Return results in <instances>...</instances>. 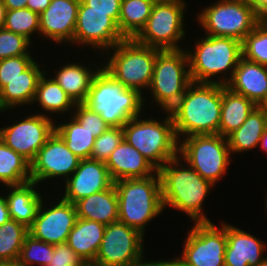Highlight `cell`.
Wrapping results in <instances>:
<instances>
[{
	"label": "cell",
	"instance_id": "obj_38",
	"mask_svg": "<svg viewBox=\"0 0 267 266\" xmlns=\"http://www.w3.org/2000/svg\"><path fill=\"white\" fill-rule=\"evenodd\" d=\"M33 44L20 34L4 28L0 29V60L20 55H32Z\"/></svg>",
	"mask_w": 267,
	"mask_h": 266
},
{
	"label": "cell",
	"instance_id": "obj_35",
	"mask_svg": "<svg viewBox=\"0 0 267 266\" xmlns=\"http://www.w3.org/2000/svg\"><path fill=\"white\" fill-rule=\"evenodd\" d=\"M4 29L20 34L32 42L35 38L34 34L36 36L39 35L37 37L38 39L40 37L39 14L31 11L27 7L7 10Z\"/></svg>",
	"mask_w": 267,
	"mask_h": 266
},
{
	"label": "cell",
	"instance_id": "obj_20",
	"mask_svg": "<svg viewBox=\"0 0 267 266\" xmlns=\"http://www.w3.org/2000/svg\"><path fill=\"white\" fill-rule=\"evenodd\" d=\"M226 239L225 266H257L267 259V242L227 221Z\"/></svg>",
	"mask_w": 267,
	"mask_h": 266
},
{
	"label": "cell",
	"instance_id": "obj_15",
	"mask_svg": "<svg viewBox=\"0 0 267 266\" xmlns=\"http://www.w3.org/2000/svg\"><path fill=\"white\" fill-rule=\"evenodd\" d=\"M30 114V115H29ZM26 116L14 118V122L0 128V138L15 152L31 163L47 139L55 131L53 118L38 114L36 111Z\"/></svg>",
	"mask_w": 267,
	"mask_h": 266
},
{
	"label": "cell",
	"instance_id": "obj_8",
	"mask_svg": "<svg viewBox=\"0 0 267 266\" xmlns=\"http://www.w3.org/2000/svg\"><path fill=\"white\" fill-rule=\"evenodd\" d=\"M191 82L185 48L160 50L154 63L153 76L148 88L150 91L143 96L144 104L149 102L151 105L155 104L154 109L160 108L161 111L169 112L185 94ZM147 93L150 94L149 99Z\"/></svg>",
	"mask_w": 267,
	"mask_h": 266
},
{
	"label": "cell",
	"instance_id": "obj_3",
	"mask_svg": "<svg viewBox=\"0 0 267 266\" xmlns=\"http://www.w3.org/2000/svg\"><path fill=\"white\" fill-rule=\"evenodd\" d=\"M185 47L192 82L227 85L242 57V42L223 36L202 35Z\"/></svg>",
	"mask_w": 267,
	"mask_h": 266
},
{
	"label": "cell",
	"instance_id": "obj_46",
	"mask_svg": "<svg viewBox=\"0 0 267 266\" xmlns=\"http://www.w3.org/2000/svg\"><path fill=\"white\" fill-rule=\"evenodd\" d=\"M51 0H27L26 7L33 12L41 14L50 5Z\"/></svg>",
	"mask_w": 267,
	"mask_h": 266
},
{
	"label": "cell",
	"instance_id": "obj_26",
	"mask_svg": "<svg viewBox=\"0 0 267 266\" xmlns=\"http://www.w3.org/2000/svg\"><path fill=\"white\" fill-rule=\"evenodd\" d=\"M35 103L38 106H35ZM33 104L35 107L41 108L38 114L50 118L54 117L53 119H56L58 115L59 117L72 115L76 105L73 99L46 71L39 79L32 106Z\"/></svg>",
	"mask_w": 267,
	"mask_h": 266
},
{
	"label": "cell",
	"instance_id": "obj_37",
	"mask_svg": "<svg viewBox=\"0 0 267 266\" xmlns=\"http://www.w3.org/2000/svg\"><path fill=\"white\" fill-rule=\"evenodd\" d=\"M53 251V244L35 239L28 234L24 239L18 260L22 266H46L49 264Z\"/></svg>",
	"mask_w": 267,
	"mask_h": 266
},
{
	"label": "cell",
	"instance_id": "obj_44",
	"mask_svg": "<svg viewBox=\"0 0 267 266\" xmlns=\"http://www.w3.org/2000/svg\"><path fill=\"white\" fill-rule=\"evenodd\" d=\"M145 257V252L143 255L134 263L133 266H183L181 258L178 256L173 258H166V260L161 259L157 260H148L147 257ZM146 259V260H145Z\"/></svg>",
	"mask_w": 267,
	"mask_h": 266
},
{
	"label": "cell",
	"instance_id": "obj_23",
	"mask_svg": "<svg viewBox=\"0 0 267 266\" xmlns=\"http://www.w3.org/2000/svg\"><path fill=\"white\" fill-rule=\"evenodd\" d=\"M226 86L259 106L267 95V66L241 57Z\"/></svg>",
	"mask_w": 267,
	"mask_h": 266
},
{
	"label": "cell",
	"instance_id": "obj_43",
	"mask_svg": "<svg viewBox=\"0 0 267 266\" xmlns=\"http://www.w3.org/2000/svg\"><path fill=\"white\" fill-rule=\"evenodd\" d=\"M89 10L99 12H120L122 0H80Z\"/></svg>",
	"mask_w": 267,
	"mask_h": 266
},
{
	"label": "cell",
	"instance_id": "obj_5",
	"mask_svg": "<svg viewBox=\"0 0 267 266\" xmlns=\"http://www.w3.org/2000/svg\"><path fill=\"white\" fill-rule=\"evenodd\" d=\"M83 103L99 113L110 127H123L129 119L147 113V106L150 108L144 104L142 94L125 88L103 67L95 74Z\"/></svg>",
	"mask_w": 267,
	"mask_h": 266
},
{
	"label": "cell",
	"instance_id": "obj_25",
	"mask_svg": "<svg viewBox=\"0 0 267 266\" xmlns=\"http://www.w3.org/2000/svg\"><path fill=\"white\" fill-rule=\"evenodd\" d=\"M41 61H34L26 70L20 73V76L7 81L1 89V100L6 110L14 112L23 106H32L35 98L37 85L40 77L44 74L47 66L39 64ZM45 68V69H43ZM16 108V110H15Z\"/></svg>",
	"mask_w": 267,
	"mask_h": 266
},
{
	"label": "cell",
	"instance_id": "obj_41",
	"mask_svg": "<svg viewBox=\"0 0 267 266\" xmlns=\"http://www.w3.org/2000/svg\"><path fill=\"white\" fill-rule=\"evenodd\" d=\"M35 59L33 55H20L0 60V90L7 85V81L20 76Z\"/></svg>",
	"mask_w": 267,
	"mask_h": 266
},
{
	"label": "cell",
	"instance_id": "obj_30",
	"mask_svg": "<svg viewBox=\"0 0 267 266\" xmlns=\"http://www.w3.org/2000/svg\"><path fill=\"white\" fill-rule=\"evenodd\" d=\"M256 107L257 105L245 96L235 93L227 86L222 85L219 135L227 137L238 129Z\"/></svg>",
	"mask_w": 267,
	"mask_h": 266
},
{
	"label": "cell",
	"instance_id": "obj_33",
	"mask_svg": "<svg viewBox=\"0 0 267 266\" xmlns=\"http://www.w3.org/2000/svg\"><path fill=\"white\" fill-rule=\"evenodd\" d=\"M29 181L30 163L0 138V185H21Z\"/></svg>",
	"mask_w": 267,
	"mask_h": 266
},
{
	"label": "cell",
	"instance_id": "obj_48",
	"mask_svg": "<svg viewBox=\"0 0 267 266\" xmlns=\"http://www.w3.org/2000/svg\"><path fill=\"white\" fill-rule=\"evenodd\" d=\"M7 10L26 8L27 0H2Z\"/></svg>",
	"mask_w": 267,
	"mask_h": 266
},
{
	"label": "cell",
	"instance_id": "obj_11",
	"mask_svg": "<svg viewBox=\"0 0 267 266\" xmlns=\"http://www.w3.org/2000/svg\"><path fill=\"white\" fill-rule=\"evenodd\" d=\"M179 156L213 185H217L225 174H229L230 157H233L227 138L219 134L182 138L179 141Z\"/></svg>",
	"mask_w": 267,
	"mask_h": 266
},
{
	"label": "cell",
	"instance_id": "obj_51",
	"mask_svg": "<svg viewBox=\"0 0 267 266\" xmlns=\"http://www.w3.org/2000/svg\"><path fill=\"white\" fill-rule=\"evenodd\" d=\"M0 266H22L19 260H5L0 261Z\"/></svg>",
	"mask_w": 267,
	"mask_h": 266
},
{
	"label": "cell",
	"instance_id": "obj_7",
	"mask_svg": "<svg viewBox=\"0 0 267 266\" xmlns=\"http://www.w3.org/2000/svg\"><path fill=\"white\" fill-rule=\"evenodd\" d=\"M159 51L135 39H124L102 55L103 62L106 61L102 67L125 88L137 90L144 96L151 84Z\"/></svg>",
	"mask_w": 267,
	"mask_h": 266
},
{
	"label": "cell",
	"instance_id": "obj_49",
	"mask_svg": "<svg viewBox=\"0 0 267 266\" xmlns=\"http://www.w3.org/2000/svg\"><path fill=\"white\" fill-rule=\"evenodd\" d=\"M258 147L260 148L259 150L263 151V153H267V125L265 127L264 133L261 136Z\"/></svg>",
	"mask_w": 267,
	"mask_h": 266
},
{
	"label": "cell",
	"instance_id": "obj_56",
	"mask_svg": "<svg viewBox=\"0 0 267 266\" xmlns=\"http://www.w3.org/2000/svg\"><path fill=\"white\" fill-rule=\"evenodd\" d=\"M155 1H176V0H155Z\"/></svg>",
	"mask_w": 267,
	"mask_h": 266
},
{
	"label": "cell",
	"instance_id": "obj_22",
	"mask_svg": "<svg viewBox=\"0 0 267 266\" xmlns=\"http://www.w3.org/2000/svg\"><path fill=\"white\" fill-rule=\"evenodd\" d=\"M105 164L113 182L145 178L158 172L150 161L125 139L112 151Z\"/></svg>",
	"mask_w": 267,
	"mask_h": 266
},
{
	"label": "cell",
	"instance_id": "obj_47",
	"mask_svg": "<svg viewBox=\"0 0 267 266\" xmlns=\"http://www.w3.org/2000/svg\"><path fill=\"white\" fill-rule=\"evenodd\" d=\"M9 209L5 194L0 190V226L10 220Z\"/></svg>",
	"mask_w": 267,
	"mask_h": 266
},
{
	"label": "cell",
	"instance_id": "obj_13",
	"mask_svg": "<svg viewBox=\"0 0 267 266\" xmlns=\"http://www.w3.org/2000/svg\"><path fill=\"white\" fill-rule=\"evenodd\" d=\"M179 254L183 266H225L226 221L193 223Z\"/></svg>",
	"mask_w": 267,
	"mask_h": 266
},
{
	"label": "cell",
	"instance_id": "obj_42",
	"mask_svg": "<svg viewBox=\"0 0 267 266\" xmlns=\"http://www.w3.org/2000/svg\"><path fill=\"white\" fill-rule=\"evenodd\" d=\"M46 266H90L67 243L54 245L52 257Z\"/></svg>",
	"mask_w": 267,
	"mask_h": 266
},
{
	"label": "cell",
	"instance_id": "obj_18",
	"mask_svg": "<svg viewBox=\"0 0 267 266\" xmlns=\"http://www.w3.org/2000/svg\"><path fill=\"white\" fill-rule=\"evenodd\" d=\"M79 5L80 0H51L47 9L39 14L40 39L44 37L48 44L51 41L60 47L73 46Z\"/></svg>",
	"mask_w": 267,
	"mask_h": 266
},
{
	"label": "cell",
	"instance_id": "obj_28",
	"mask_svg": "<svg viewBox=\"0 0 267 266\" xmlns=\"http://www.w3.org/2000/svg\"><path fill=\"white\" fill-rule=\"evenodd\" d=\"M106 225L87 219H76L67 238V245L91 265L103 239Z\"/></svg>",
	"mask_w": 267,
	"mask_h": 266
},
{
	"label": "cell",
	"instance_id": "obj_1",
	"mask_svg": "<svg viewBox=\"0 0 267 266\" xmlns=\"http://www.w3.org/2000/svg\"><path fill=\"white\" fill-rule=\"evenodd\" d=\"M158 172L164 211L168 207L178 210L193 223L211 222L203 205L215 185L202 178L179 155L167 161Z\"/></svg>",
	"mask_w": 267,
	"mask_h": 266
},
{
	"label": "cell",
	"instance_id": "obj_9",
	"mask_svg": "<svg viewBox=\"0 0 267 266\" xmlns=\"http://www.w3.org/2000/svg\"><path fill=\"white\" fill-rule=\"evenodd\" d=\"M198 12L196 22L204 35L241 42L261 20L247 0H215Z\"/></svg>",
	"mask_w": 267,
	"mask_h": 266
},
{
	"label": "cell",
	"instance_id": "obj_12",
	"mask_svg": "<svg viewBox=\"0 0 267 266\" xmlns=\"http://www.w3.org/2000/svg\"><path fill=\"white\" fill-rule=\"evenodd\" d=\"M120 12H99L89 10L81 1L73 36V46L90 47L95 54L104 55L107 50L126 39L118 27ZM97 51V52H96Z\"/></svg>",
	"mask_w": 267,
	"mask_h": 266
},
{
	"label": "cell",
	"instance_id": "obj_24",
	"mask_svg": "<svg viewBox=\"0 0 267 266\" xmlns=\"http://www.w3.org/2000/svg\"><path fill=\"white\" fill-rule=\"evenodd\" d=\"M34 181L21 185L3 186L10 218L29 228L37 216L43 194ZM5 188L7 191L5 192Z\"/></svg>",
	"mask_w": 267,
	"mask_h": 266
},
{
	"label": "cell",
	"instance_id": "obj_34",
	"mask_svg": "<svg viewBox=\"0 0 267 266\" xmlns=\"http://www.w3.org/2000/svg\"><path fill=\"white\" fill-rule=\"evenodd\" d=\"M28 228L10 219L0 226V261L18 260Z\"/></svg>",
	"mask_w": 267,
	"mask_h": 266
},
{
	"label": "cell",
	"instance_id": "obj_14",
	"mask_svg": "<svg viewBox=\"0 0 267 266\" xmlns=\"http://www.w3.org/2000/svg\"><path fill=\"white\" fill-rule=\"evenodd\" d=\"M144 241V235L122 222L106 225L96 258L90 266H133L145 252Z\"/></svg>",
	"mask_w": 267,
	"mask_h": 266
},
{
	"label": "cell",
	"instance_id": "obj_40",
	"mask_svg": "<svg viewBox=\"0 0 267 266\" xmlns=\"http://www.w3.org/2000/svg\"><path fill=\"white\" fill-rule=\"evenodd\" d=\"M72 116L88 131L94 133V137H99L109 127L101 115L84 103H76Z\"/></svg>",
	"mask_w": 267,
	"mask_h": 266
},
{
	"label": "cell",
	"instance_id": "obj_55",
	"mask_svg": "<svg viewBox=\"0 0 267 266\" xmlns=\"http://www.w3.org/2000/svg\"><path fill=\"white\" fill-rule=\"evenodd\" d=\"M257 266H267V259L264 262H262L259 265H257Z\"/></svg>",
	"mask_w": 267,
	"mask_h": 266
},
{
	"label": "cell",
	"instance_id": "obj_45",
	"mask_svg": "<svg viewBox=\"0 0 267 266\" xmlns=\"http://www.w3.org/2000/svg\"><path fill=\"white\" fill-rule=\"evenodd\" d=\"M260 19H267V0H247Z\"/></svg>",
	"mask_w": 267,
	"mask_h": 266
},
{
	"label": "cell",
	"instance_id": "obj_21",
	"mask_svg": "<svg viewBox=\"0 0 267 266\" xmlns=\"http://www.w3.org/2000/svg\"><path fill=\"white\" fill-rule=\"evenodd\" d=\"M99 62L92 63L93 56L89 64H84V61L72 62L67 59L65 63L59 69L55 68L53 73L50 71L46 72L59 84V86L73 99L75 103H83L88 95L90 86L95 74L102 67V56L96 54ZM101 59V60H100ZM69 61V62H67ZM97 64V65H96Z\"/></svg>",
	"mask_w": 267,
	"mask_h": 266
},
{
	"label": "cell",
	"instance_id": "obj_36",
	"mask_svg": "<svg viewBox=\"0 0 267 266\" xmlns=\"http://www.w3.org/2000/svg\"><path fill=\"white\" fill-rule=\"evenodd\" d=\"M242 57L267 66V19H261L242 41Z\"/></svg>",
	"mask_w": 267,
	"mask_h": 266
},
{
	"label": "cell",
	"instance_id": "obj_16",
	"mask_svg": "<svg viewBox=\"0 0 267 266\" xmlns=\"http://www.w3.org/2000/svg\"><path fill=\"white\" fill-rule=\"evenodd\" d=\"M80 160L54 131L30 163L31 181L39 185L47 181L49 185L56 179L65 182L78 168Z\"/></svg>",
	"mask_w": 267,
	"mask_h": 266
},
{
	"label": "cell",
	"instance_id": "obj_39",
	"mask_svg": "<svg viewBox=\"0 0 267 266\" xmlns=\"http://www.w3.org/2000/svg\"><path fill=\"white\" fill-rule=\"evenodd\" d=\"M122 127H109L103 134L95 138L90 158L106 162L112 151L122 142Z\"/></svg>",
	"mask_w": 267,
	"mask_h": 266
},
{
	"label": "cell",
	"instance_id": "obj_2",
	"mask_svg": "<svg viewBox=\"0 0 267 266\" xmlns=\"http://www.w3.org/2000/svg\"><path fill=\"white\" fill-rule=\"evenodd\" d=\"M222 85L191 82L169 111L178 140L190 135L219 134Z\"/></svg>",
	"mask_w": 267,
	"mask_h": 266
},
{
	"label": "cell",
	"instance_id": "obj_52",
	"mask_svg": "<svg viewBox=\"0 0 267 266\" xmlns=\"http://www.w3.org/2000/svg\"><path fill=\"white\" fill-rule=\"evenodd\" d=\"M6 113V112H9V110H6L4 107H3V104H2V100H1V90H0V113Z\"/></svg>",
	"mask_w": 267,
	"mask_h": 266
},
{
	"label": "cell",
	"instance_id": "obj_19",
	"mask_svg": "<svg viewBox=\"0 0 267 266\" xmlns=\"http://www.w3.org/2000/svg\"><path fill=\"white\" fill-rule=\"evenodd\" d=\"M113 185L108 168L103 161L82 159L78 168L61 186L58 193L63 200L75 203L91 194L106 190ZM63 188V189H62Z\"/></svg>",
	"mask_w": 267,
	"mask_h": 266
},
{
	"label": "cell",
	"instance_id": "obj_53",
	"mask_svg": "<svg viewBox=\"0 0 267 266\" xmlns=\"http://www.w3.org/2000/svg\"><path fill=\"white\" fill-rule=\"evenodd\" d=\"M259 107L265 109L267 111V95L264 101L259 105Z\"/></svg>",
	"mask_w": 267,
	"mask_h": 266
},
{
	"label": "cell",
	"instance_id": "obj_50",
	"mask_svg": "<svg viewBox=\"0 0 267 266\" xmlns=\"http://www.w3.org/2000/svg\"><path fill=\"white\" fill-rule=\"evenodd\" d=\"M6 11V6L3 4V1L0 0V29L4 28Z\"/></svg>",
	"mask_w": 267,
	"mask_h": 266
},
{
	"label": "cell",
	"instance_id": "obj_6",
	"mask_svg": "<svg viewBox=\"0 0 267 266\" xmlns=\"http://www.w3.org/2000/svg\"><path fill=\"white\" fill-rule=\"evenodd\" d=\"M118 197V221L138 230H145L156 217L163 215L159 172L145 178L113 182Z\"/></svg>",
	"mask_w": 267,
	"mask_h": 266
},
{
	"label": "cell",
	"instance_id": "obj_32",
	"mask_svg": "<svg viewBox=\"0 0 267 266\" xmlns=\"http://www.w3.org/2000/svg\"><path fill=\"white\" fill-rule=\"evenodd\" d=\"M155 0H122L118 27L126 39H134L150 17Z\"/></svg>",
	"mask_w": 267,
	"mask_h": 266
},
{
	"label": "cell",
	"instance_id": "obj_17",
	"mask_svg": "<svg viewBox=\"0 0 267 266\" xmlns=\"http://www.w3.org/2000/svg\"><path fill=\"white\" fill-rule=\"evenodd\" d=\"M52 198L48 204L47 200L43 199L28 231L32 237L43 242L53 245L63 244L66 243L76 222V208L73 203L63 200L60 196Z\"/></svg>",
	"mask_w": 267,
	"mask_h": 266
},
{
	"label": "cell",
	"instance_id": "obj_31",
	"mask_svg": "<svg viewBox=\"0 0 267 266\" xmlns=\"http://www.w3.org/2000/svg\"><path fill=\"white\" fill-rule=\"evenodd\" d=\"M61 118L55 120V132L78 158L81 160L90 158L95 142L94 133L82 127L72 115Z\"/></svg>",
	"mask_w": 267,
	"mask_h": 266
},
{
	"label": "cell",
	"instance_id": "obj_10",
	"mask_svg": "<svg viewBox=\"0 0 267 266\" xmlns=\"http://www.w3.org/2000/svg\"><path fill=\"white\" fill-rule=\"evenodd\" d=\"M187 4V5H186ZM188 3L185 0L155 1L150 17L140 33L134 38L138 43L159 50H178L185 37V15Z\"/></svg>",
	"mask_w": 267,
	"mask_h": 266
},
{
	"label": "cell",
	"instance_id": "obj_54",
	"mask_svg": "<svg viewBox=\"0 0 267 266\" xmlns=\"http://www.w3.org/2000/svg\"><path fill=\"white\" fill-rule=\"evenodd\" d=\"M266 196H264L265 197V209H264V211L266 212V216H267V193L265 194Z\"/></svg>",
	"mask_w": 267,
	"mask_h": 266
},
{
	"label": "cell",
	"instance_id": "obj_27",
	"mask_svg": "<svg viewBox=\"0 0 267 266\" xmlns=\"http://www.w3.org/2000/svg\"><path fill=\"white\" fill-rule=\"evenodd\" d=\"M77 217L109 225L118 221V197L114 184L74 203Z\"/></svg>",
	"mask_w": 267,
	"mask_h": 266
},
{
	"label": "cell",
	"instance_id": "obj_4",
	"mask_svg": "<svg viewBox=\"0 0 267 266\" xmlns=\"http://www.w3.org/2000/svg\"><path fill=\"white\" fill-rule=\"evenodd\" d=\"M156 112L154 117L142 114L144 117L139 115L131 118L122 129L124 139L159 170L167 161L179 155V140L170 112L160 111L159 114L163 113L161 116L165 117L155 118V115H159V111Z\"/></svg>",
	"mask_w": 267,
	"mask_h": 266
},
{
	"label": "cell",
	"instance_id": "obj_29",
	"mask_svg": "<svg viewBox=\"0 0 267 266\" xmlns=\"http://www.w3.org/2000/svg\"><path fill=\"white\" fill-rule=\"evenodd\" d=\"M267 125V111L257 106L245 122L226 138L230 153L241 154L258 148L259 141Z\"/></svg>",
	"mask_w": 267,
	"mask_h": 266
}]
</instances>
